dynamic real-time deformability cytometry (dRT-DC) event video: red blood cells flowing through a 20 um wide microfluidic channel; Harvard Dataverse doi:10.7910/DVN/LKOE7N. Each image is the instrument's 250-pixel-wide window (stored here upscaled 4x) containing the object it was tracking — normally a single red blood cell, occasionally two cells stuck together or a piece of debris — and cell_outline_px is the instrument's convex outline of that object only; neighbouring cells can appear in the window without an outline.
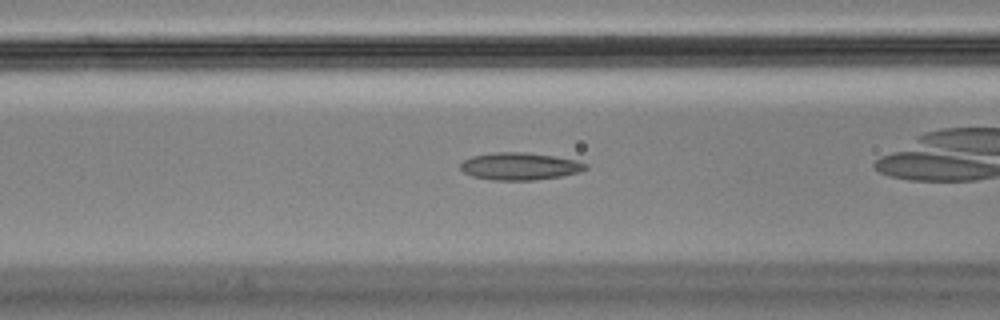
{"species": "Egyptian fruit bat (a non-hibernating species)", "species_latin": "Rousettus aegyptiacus", "temperature_condition": "cold", "stored_images_in_passage": 41, "camera_frame_rate_fps": 3000, "um_per_image_px": 0.085, "animal": {"sex": "male"}, "frame": {"image": 1, "passage_image": 7, "time_ms": 2.0, "image_size_px": [1000, 320], "cell_outline_px": [[588, 168], [580, 172], [560, 176], [532, 180], [492, 180], [472, 176], [464, 172], [460, 168], [460, 164], [464, 160], [472, 156], [496, 152], [524, 152], [556, 156], [576, 160], [588, 164]], "centroid_in_image_um": [44.2, 14.13], "position_along_channel_um": 122.4, "area_um2": 19.94}, "authors_computed_cell_mechanics": {"area_um2": 22.3686, "velocity_mm_per_s": 3.6197, "shape_relaxation_time_tau1_ms": null, "shape_relaxation_time_tau2_ms": 1.057, "deformation_change_tau1": null, "deformation_change_tau2": 0.0703}}